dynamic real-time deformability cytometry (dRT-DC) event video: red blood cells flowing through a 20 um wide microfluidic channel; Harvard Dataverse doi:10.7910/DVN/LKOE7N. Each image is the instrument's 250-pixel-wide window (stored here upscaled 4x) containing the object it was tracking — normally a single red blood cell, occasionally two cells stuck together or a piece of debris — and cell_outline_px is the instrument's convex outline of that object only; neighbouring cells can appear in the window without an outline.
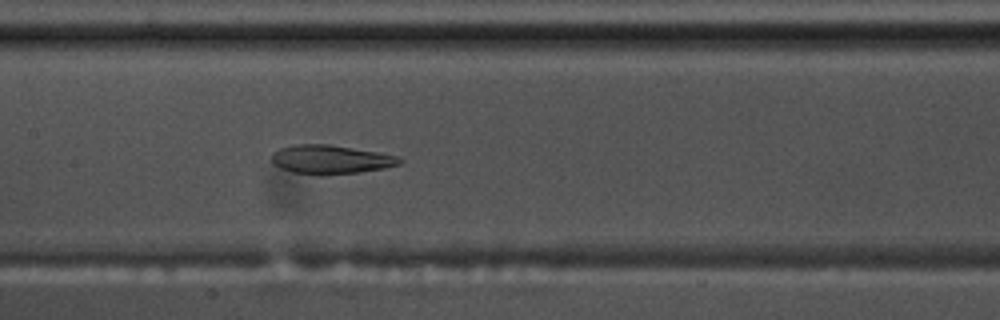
{"species": "common noctule bat (a hibernating species)", "species_latin": "Nyctalus noctula", "temperature_condition": "warm", "stored_images_in_passage": 35, "camera_frame_rate_fps": 3000, "um_per_image_px": 0.085, "animal": {"sex": "male", "body_mass_g": 17.5, "forearm_length_mm": 52.3}, "frame": {"image": 1, "passage_image": 12, "time_ms": 3.667, "image_size_px": [1000, 320], "cell_outline_px": [[404, 160], [400, 164], [384, 168], [360, 172], [328, 176], [316, 176], [292, 172], [280, 168], [272, 160], [272, 152], [280, 148], [296, 144], [328, 144], [376, 152], [396, 156]], "centroid_in_image_um": [28.09, 13.58], "position_along_channel_um": 179.3, "area_um2": 21.68}}
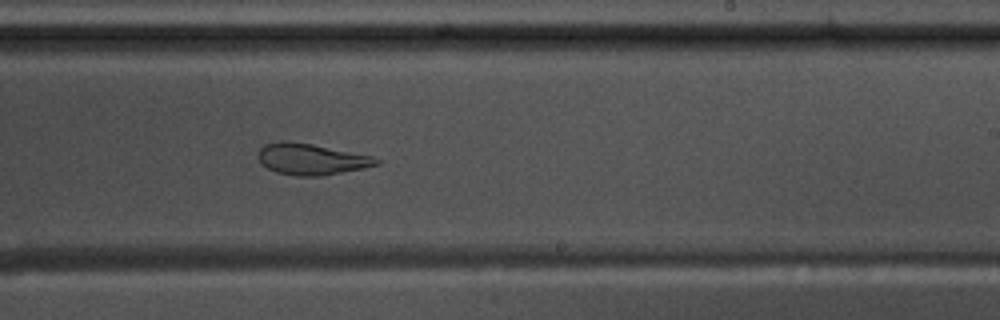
{"frame": {"image": 2, "passage_image": 19, "time_ms": 6.0, "image_size_px": [1000, 320], "cell_outline_px": [[380, 164], [364, 168], [320, 176], [296, 176], [276, 172], [260, 164], [256, 156], [260, 148], [264, 144], [312, 144], [372, 156], [380, 160]], "centroid_in_image_um": [26.48, 13.57], "position_along_channel_um": 262.5, "area_um2": 20.87}}
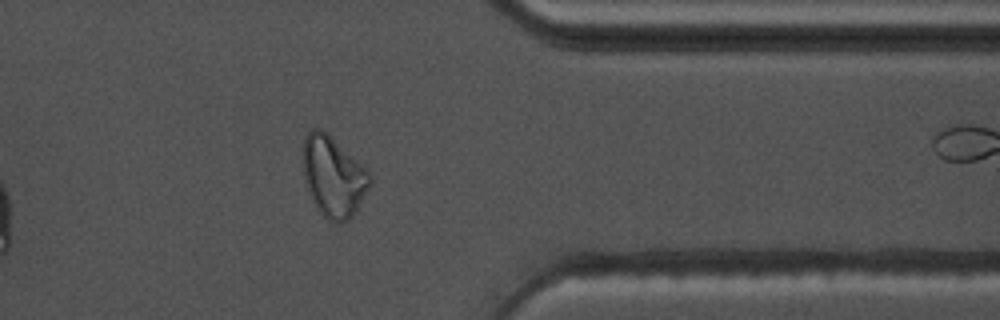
{"frame": {"image": 3, "passage_image": 30, "time_ms": 9.667, "image_size_px": [1000, 320], "cell_outline_px": [[372, 180], [356, 212], [348, 220], [340, 224], [336, 224], [328, 220], [316, 208], [308, 192], [304, 180], [300, 148], [304, 136], [312, 128], [320, 128], [328, 132], [368, 168], [372, 176]], "centroid_in_image_um": [28.31, 14.96], "position_along_channel_um": 383.1, "area_um2": 32.54}, "authors_computed_cell_mechanics": {"area_um2": 22.7732, "velocity_mm_per_s": 3.58, "shape_relaxation_time_tau1_ms": null, "shape_relaxation_time_tau2_ms": 2.5772, "deformation_change_tau1": null, "deformation_change_tau2": 0.0871}}